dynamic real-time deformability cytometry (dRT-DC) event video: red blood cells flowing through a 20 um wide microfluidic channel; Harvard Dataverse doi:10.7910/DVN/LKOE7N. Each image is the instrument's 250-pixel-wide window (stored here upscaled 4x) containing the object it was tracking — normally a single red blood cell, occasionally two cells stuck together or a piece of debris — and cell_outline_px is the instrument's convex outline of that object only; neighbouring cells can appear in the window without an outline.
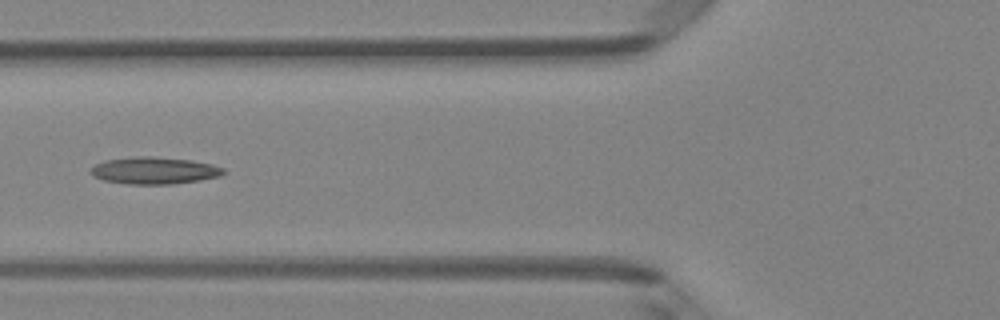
{"species": "Egyptian fruit bat (a non-hibernating species)", "species_latin": "Rousettus aegyptiacus", "temperature_condition": "room temperature", "stored_images_in_passage": 6, "camera_frame_rate_fps": 3000, "um_per_image_px": 0.085, "animal": {"sex": "female"}, "frame": {"image": 1, "passage_image": 6, "time_ms": 1.667, "image_size_px": [1000, 320], "cell_outline_px": [[228, 172], [220, 176], [200, 180], [172, 184], [128, 184], [104, 180], [88, 172], [96, 164], [104, 160], [136, 156], [152, 156], [192, 160], [212, 164], [224, 168]], "centroid_in_image_um": [13.16, 14.49], "position_along_channel_um": 112.6, "area_um2": 20.98}}